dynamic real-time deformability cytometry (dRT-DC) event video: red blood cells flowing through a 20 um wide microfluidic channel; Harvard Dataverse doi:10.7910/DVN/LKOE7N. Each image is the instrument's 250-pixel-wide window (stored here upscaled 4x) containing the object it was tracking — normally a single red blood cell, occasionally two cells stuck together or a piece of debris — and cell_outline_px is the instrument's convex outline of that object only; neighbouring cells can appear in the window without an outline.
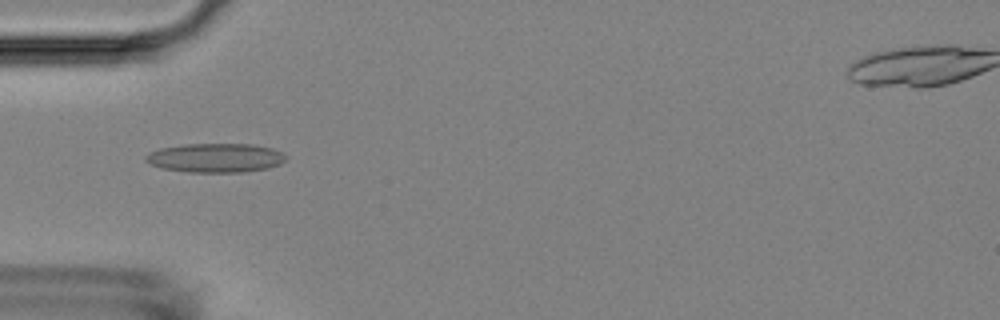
{"species": "Egyptian fruit bat (a non-hibernating species)", "species_latin": "Rousettus aegyptiacus", "temperature_condition": "room temperature", "stored_images_in_passage": 41, "camera_frame_rate_fps": 3000, "um_per_image_px": 0.085, "animal": {"sex": "female"}, "frame": {"image": 1, "passage_image": 13, "time_ms": 4.0, "image_size_px": [1000, 320], "cell_outline_px": [[288, 160], [280, 164], [268, 168], [244, 172], [188, 172], [164, 168], [152, 164], [144, 160], [144, 156], [148, 152], [160, 148], [184, 144], [252, 144], [272, 148], [288, 156]], "centroid_in_image_um": [18.34, 13.41], "position_along_channel_um": 66.7, "area_um2": 23.87}}
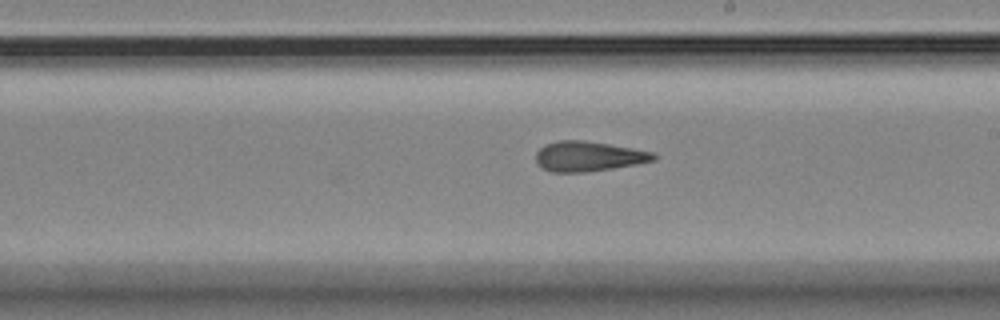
{"frame": {"image": 2, "passage_image": 27, "time_ms": 8.667, "image_size_px": [1000, 320], "cell_outline_px": [[656, 160], [636, 164], [588, 172], [552, 172], [544, 168], [536, 160], [536, 152], [544, 144], [560, 140], [584, 140], [656, 152]], "centroid_in_image_um": [50.04, 13.28], "position_along_channel_um": 239.0, "area_um2": 20.52}}
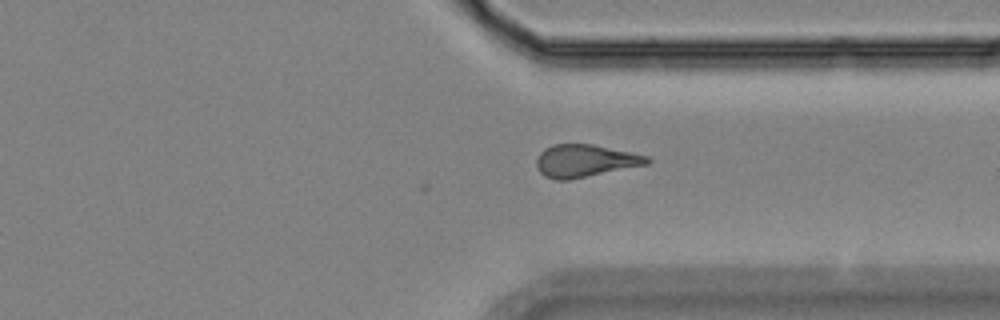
{"frame": {"image": 3, "passage_image": 37, "time_ms": 12.0, "image_size_px": [1000, 320], "cell_outline_px": [[652, 160], [648, 164], [568, 180], [556, 180], [544, 176], [536, 168], [536, 160], [540, 152], [544, 148], [552, 144], [592, 144], [648, 156]], "centroid_in_image_um": [49.69, 13.67], "position_along_channel_um": 361.7, "area_um2": 20.92}, "authors_computed_cell_mechanics": {"area_um2": 20.808, "velocity_mm_per_s": 3.6796, "shape_relaxation_time_tau1_ms": null, "shape_relaxation_time_tau2_ms": 2.2494, "deformation_change_tau1": null, "deformation_change_tau2": 0.1206}}